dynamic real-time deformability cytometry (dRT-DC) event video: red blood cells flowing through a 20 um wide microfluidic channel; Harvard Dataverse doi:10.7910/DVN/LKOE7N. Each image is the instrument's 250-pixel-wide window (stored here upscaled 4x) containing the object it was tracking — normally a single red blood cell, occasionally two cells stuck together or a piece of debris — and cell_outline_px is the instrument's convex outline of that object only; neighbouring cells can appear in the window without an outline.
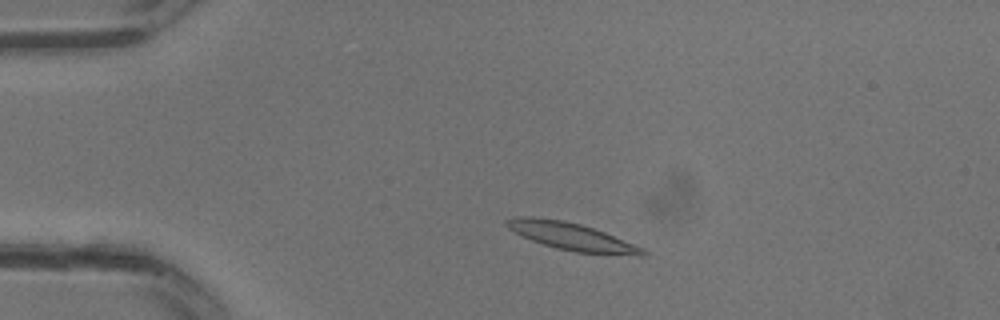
{"species": "common noctule bat (a hibernating species)", "species_latin": "Nyctalus noctula", "temperature_condition": "warm", "stored_images_in_passage": 10, "camera_frame_rate_fps": 3000, "um_per_image_px": 0.085, "animal": {"sex": "male", "body_mass_g": 13.3}, "frame": {"image": 1, "passage_image": 5, "time_ms": 1.333, "image_size_px": [1000, 320], "cell_outline_px": [[648, 252], [644, 256], [640, 256], [576, 252], [556, 248], [532, 240], [508, 228], [504, 224], [504, 220], [516, 216], [536, 216], [564, 220], [580, 224], [604, 232], [644, 248]], "centroid_in_image_um": [48.58, 20.09], "position_along_channel_um": 36.4, "area_um2": 21.73}}
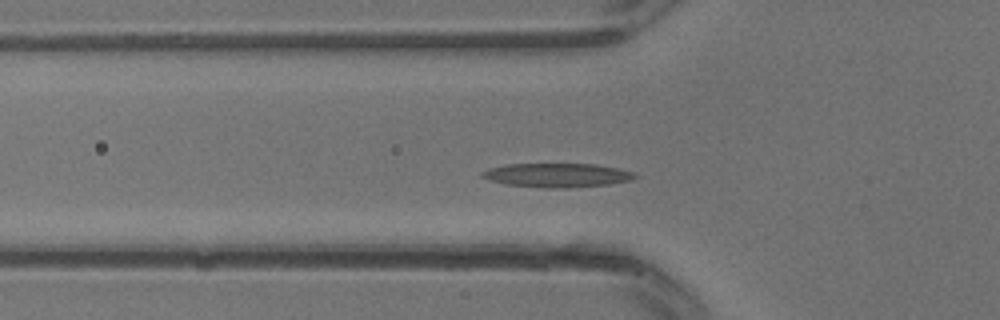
{"frame": {"image": 2, "passage_image": 9, "time_ms": 2.667, "image_size_px": [1000, 320], "cell_outline_px": [[640, 176], [632, 180], [608, 184], [568, 188], [544, 188], [508, 184], [492, 180], [480, 176], [480, 172], [488, 168], [508, 164], [596, 164], [616, 168], [632, 172]], "centroid_in_image_um": [47.37, 14.89], "position_along_channel_um": 78.4, "area_um2": 21.27}}